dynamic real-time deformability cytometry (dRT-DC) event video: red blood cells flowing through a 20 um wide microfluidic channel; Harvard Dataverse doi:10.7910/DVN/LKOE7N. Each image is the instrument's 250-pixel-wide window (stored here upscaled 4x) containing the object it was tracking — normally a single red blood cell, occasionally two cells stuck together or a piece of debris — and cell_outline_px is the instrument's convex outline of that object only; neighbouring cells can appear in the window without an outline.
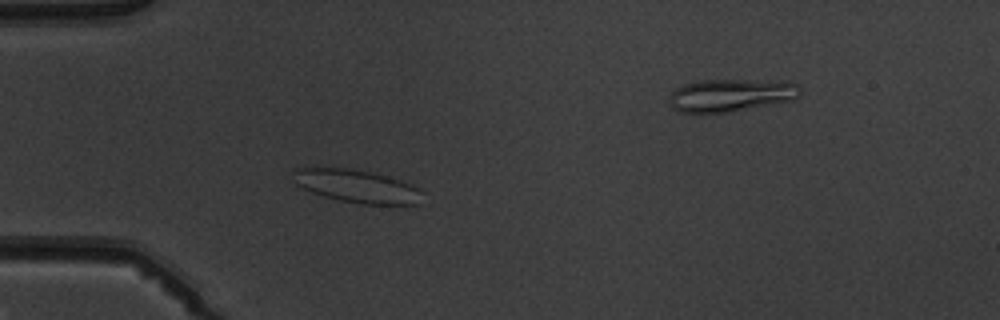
{"species": "common noctule bat (a hibernating species)", "species_latin": "Nyctalus noctula", "temperature_condition": "warm", "stored_images_in_passage": 5, "segment_of_instrument_passage": [1, 2], "camera_frame_rate_fps": 3000, "um_per_image_px": 0.085, "animal": {"sex": "male", "body_mass_g": 19.5, "forearm_length_mm": 54.6}, "frame": {"image": 1, "passage_image": 4, "time_ms": 3.333, "image_size_px": [1000, 320], "cell_outline_px": [[424, 192], [420, 204], [364, 204], [340, 200], [324, 196], [312, 192], [296, 184], [292, 172], [296, 168], [348, 168], [388, 176], [400, 180], [420, 188]], "centroid_in_image_um": [30.38, 15.83], "position_along_channel_um": 54.6, "area_um2": 24.62}}